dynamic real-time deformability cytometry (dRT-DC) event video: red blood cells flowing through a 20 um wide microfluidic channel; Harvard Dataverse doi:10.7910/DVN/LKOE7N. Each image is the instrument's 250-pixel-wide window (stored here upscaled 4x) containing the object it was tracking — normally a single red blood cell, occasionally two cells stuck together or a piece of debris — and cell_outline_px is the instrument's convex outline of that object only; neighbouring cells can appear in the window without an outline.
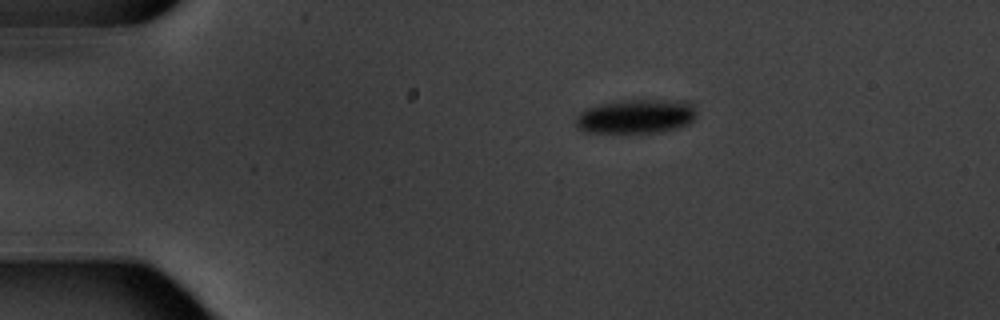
{"species": "common noctule bat (a hibernating species)", "species_latin": "Nyctalus noctula", "temperature_condition": "warm", "stored_images_in_passage": 5, "camera_frame_rate_fps": 3000, "um_per_image_px": 0.085, "animal": {"sex": "male", "body_mass_g": 20.1, "forearm_length_mm": 53.5}, "frame": {"image": 1, "passage_image": 1, "time_ms": 0.0, "image_size_px": [1000, 320], "cell_outline_px": [[696, 116], [688, 124], [676, 128], [660, 132], [584, 132], [572, 124], [572, 120], [580, 112], [588, 108], [600, 104], [624, 100], [688, 100], [692, 104], [696, 112]], "centroid_in_image_um": [54.04, 9.89], "position_along_channel_um": 31.0, "area_um2": 24.22}}
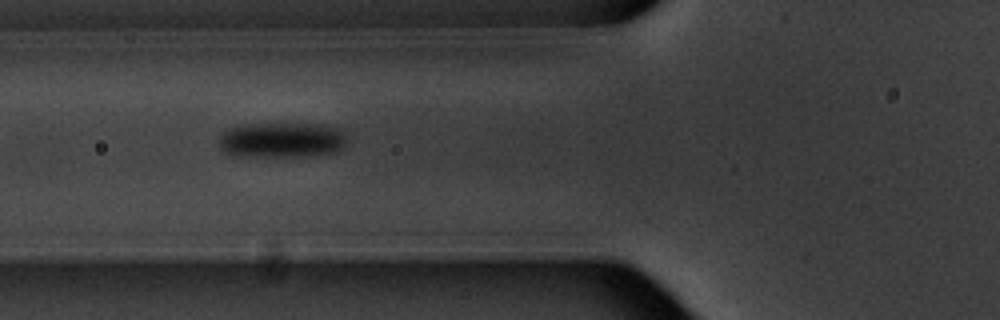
{"frame": {"image": 2, "passage_image": 4, "time_ms": 3.667, "image_size_px": [1000, 320], "cell_outline_px": [[348, 140], [336, 152], [304, 156], [232, 156], [224, 152], [220, 148], [220, 136], [224, 132], [232, 128], [244, 124], [320, 124], [340, 128]], "centroid_in_image_um": [23.96, 11.9], "position_along_channel_um": 101.8, "area_um2": 26.3}}